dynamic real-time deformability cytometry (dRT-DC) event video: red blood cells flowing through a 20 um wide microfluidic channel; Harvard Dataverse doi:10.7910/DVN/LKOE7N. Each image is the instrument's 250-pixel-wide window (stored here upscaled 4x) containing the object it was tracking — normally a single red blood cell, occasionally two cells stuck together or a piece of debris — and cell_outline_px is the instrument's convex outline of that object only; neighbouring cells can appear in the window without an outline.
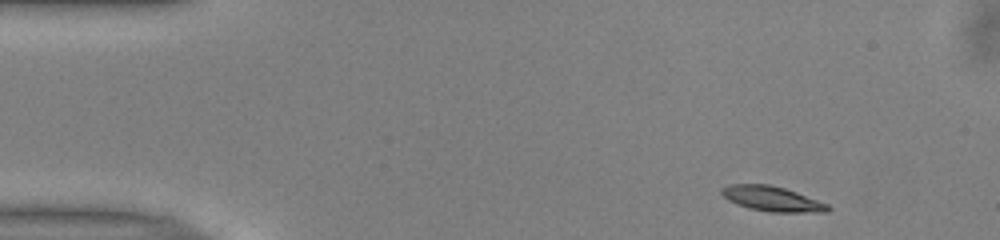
{"species": "common noctule bat (a hibernating species)", "species_latin": "Nyctalus noctula", "temperature_condition": "warm", "stored_images_in_passage": 48, "segment_of_instrument_passage": [1, 2], "camera_frame_rate_fps": 3000, "um_per_image_px": 0.085, "animal": {"sex": "male", "body_mass_g": 13.0, "forearm_length_mm": 53.1}, "frame": {"image": 1, "passage_image": 1, "time_ms": 0.0, "image_size_px": [1000, 240], "cell_outline_px": [[832, 208], [828, 212], [768, 212], [748, 208], [736, 204], [728, 200], [720, 192], [720, 188], [728, 184], [768, 184], [784, 188], [796, 192], [828, 204]], "centroid_in_image_um": [65.6, 16.9], "position_along_channel_um": 19.4, "area_um2": 15.55}}
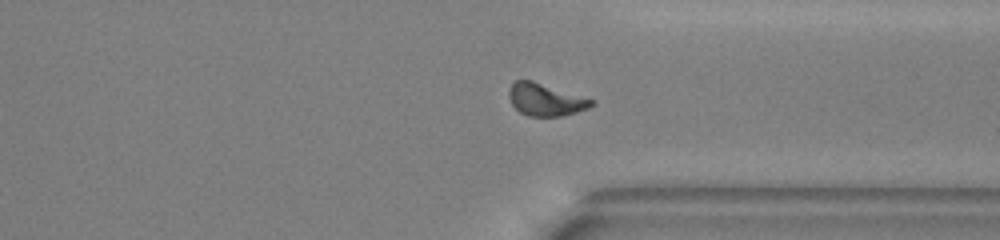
{"frame": {"image": 2, "passage_image": 34, "time_ms": 11.0, "image_size_px": [1000, 240], "cell_outline_px": [[596, 100], [588, 108], [576, 112], [560, 116], [528, 116], [520, 112], [512, 104], [508, 96], [508, 88], [516, 80], [532, 80]], "centroid_in_image_um": [46.35, 8.46], "position_along_channel_um": 365.0, "area_um2": 15.55}}
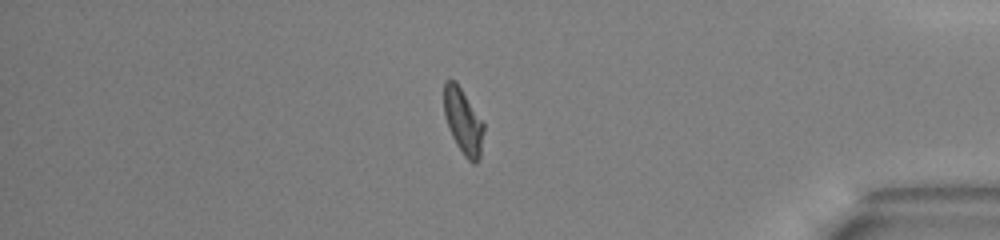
{"frame": {"image": 3, "passage_image": 39, "time_ms": 12.667, "image_size_px": [1000, 240], "cell_outline_px": [[484, 132], [480, 160], [476, 164], [472, 164], [464, 156], [456, 144], [448, 128], [444, 116], [444, 80], [456, 80], [484, 124]], "centroid_in_image_um": [39.37, 10.35], "position_along_channel_um": 395.8, "area_um2": 15.37}}